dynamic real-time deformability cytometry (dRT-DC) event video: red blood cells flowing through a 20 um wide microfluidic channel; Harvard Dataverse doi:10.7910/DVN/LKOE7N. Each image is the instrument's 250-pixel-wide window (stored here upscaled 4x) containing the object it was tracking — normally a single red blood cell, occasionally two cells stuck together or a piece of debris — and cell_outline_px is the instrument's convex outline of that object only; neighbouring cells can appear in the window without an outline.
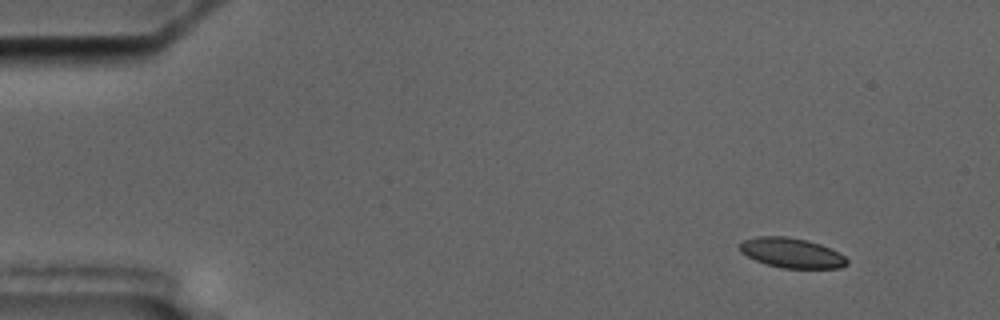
{"species": "common noctule bat (a hibernating species)", "species_latin": "Nyctalus noctula", "temperature_condition": "cold", "stored_images_in_passage": 5, "camera_frame_rate_fps": 3000, "um_per_image_px": 0.085, "animal": {"sex": "male", "body_mass_g": 17.5, "forearm_length_mm": 52.3}, "frame": {"image": 1, "passage_image": 1, "time_ms": 0.0, "image_size_px": [1000, 320], "cell_outline_px": [[848, 264], [840, 268], [784, 268], [768, 264], [756, 260], [740, 252], [740, 244], [744, 240], [756, 236], [788, 236], [808, 240], [820, 244], [844, 256], [848, 260]], "centroid_in_image_um": [67.29, 21.49], "position_along_channel_um": 17.7, "area_um2": 18.5}}
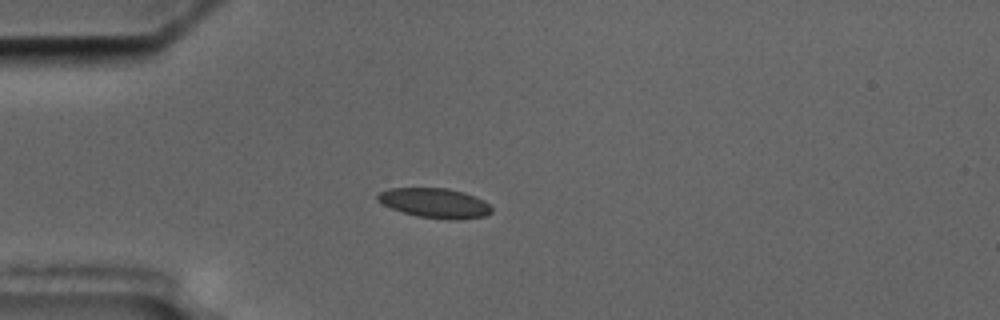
{"frame": {"image": 2, "passage_image": 4, "time_ms": 3.333, "image_size_px": [1000, 320], "cell_outline_px": [[492, 212], [484, 216], [460, 220], [448, 220], [416, 216], [392, 208], [376, 200], [376, 196], [380, 192], [388, 188], [448, 188], [464, 192], [476, 196], [484, 200], [492, 208]], "centroid_in_image_um": [36.98, 17.26], "position_along_channel_um": 48.0, "area_um2": 19.88}}